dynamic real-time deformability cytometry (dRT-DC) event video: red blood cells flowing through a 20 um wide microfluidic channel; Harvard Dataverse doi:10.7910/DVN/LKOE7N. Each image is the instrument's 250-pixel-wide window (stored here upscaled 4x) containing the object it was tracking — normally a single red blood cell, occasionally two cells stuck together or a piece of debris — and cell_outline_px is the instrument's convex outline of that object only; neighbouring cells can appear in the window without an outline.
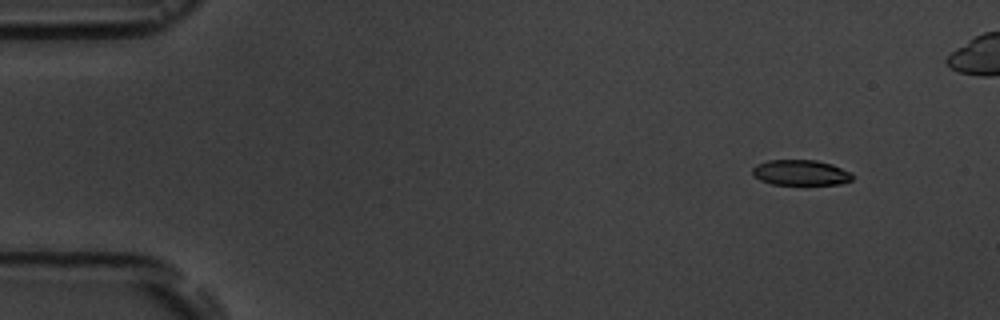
{"species": "common noctule bat (a hibernating species)", "species_latin": "Nyctalus noctula", "temperature_condition": "room temperature", "stored_images_in_passage": 8, "camera_frame_rate_fps": 3000, "um_per_image_px": 0.085, "animal": {"sex": "male", "body_mass_g": 19.5, "forearm_length_mm": 54.6}, "frame": {"image": 1, "passage_image": 2, "time_ms": 1.333, "image_size_px": [1000, 320], "cell_outline_px": [[852, 180], [840, 184], [804, 188], [772, 184], [760, 180], [752, 176], [752, 168], [756, 164], [768, 160], [816, 160], [832, 164], [852, 172]], "centroid_in_image_um": [68.06, 14.73], "position_along_channel_um": 16.9, "area_um2": 15.9}}
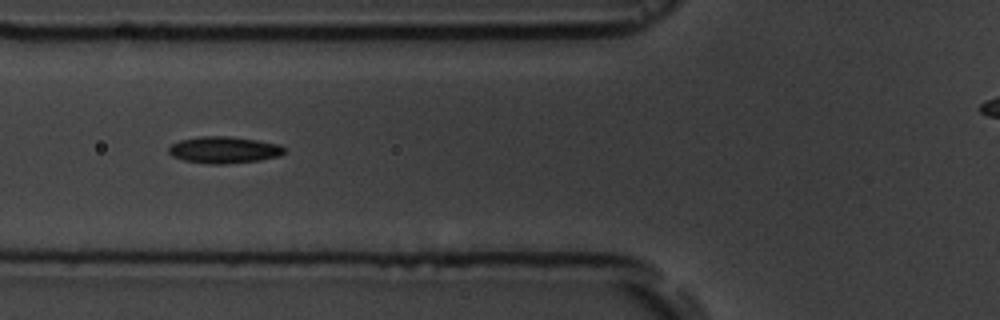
{"frame": {"image": 2, "passage_image": 6, "time_ms": 6.667, "image_size_px": [1000, 320], "cell_outline_px": [[284, 152], [280, 156], [260, 160], [224, 164], [208, 164], [184, 160], [172, 156], [168, 152], [168, 148], [172, 144], [180, 140], [200, 136], [232, 136], [280, 144], [284, 148]], "centroid_in_image_um": [19.03, 12.74], "position_along_channel_um": 106.8, "area_um2": 18.03}}
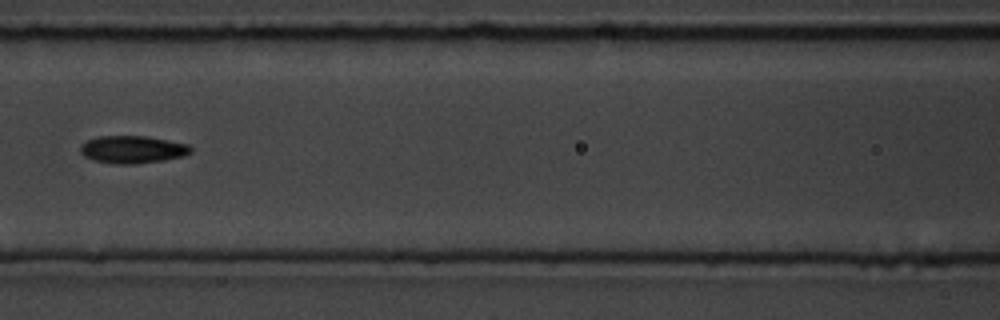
{"frame": {"image": 3, "passage_image": 7, "time_ms": 8.0, "image_size_px": [1000, 320], "cell_outline_px": [[192, 152], [184, 156], [164, 160], [136, 164], [112, 164], [96, 160], [84, 156], [80, 152], [80, 148], [88, 140], [100, 136], [148, 136], [188, 144], [192, 148]], "centroid_in_image_um": [11.31, 12.71], "position_along_channel_um": 155.3, "area_um2": 17.69}}